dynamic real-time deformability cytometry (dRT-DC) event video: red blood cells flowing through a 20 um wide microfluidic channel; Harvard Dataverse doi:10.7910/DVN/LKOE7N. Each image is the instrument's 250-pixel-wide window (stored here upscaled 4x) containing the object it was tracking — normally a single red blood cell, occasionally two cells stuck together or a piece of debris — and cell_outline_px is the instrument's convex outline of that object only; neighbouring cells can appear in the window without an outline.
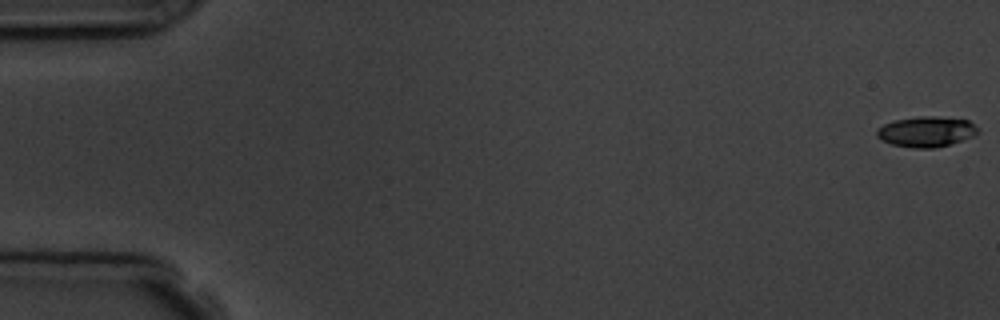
{"species": "common noctule bat (a hibernating species)", "species_latin": "Nyctalus noctula", "temperature_condition": "room temperature", "stored_images_in_passage": 4, "camera_frame_rate_fps": 3000, "um_per_image_px": 0.085, "animal": {"sex": "male", "body_mass_g": 19.5, "forearm_length_mm": 54.6}, "frame": {"image": 1, "passage_image": 1, "time_ms": 0.0, "image_size_px": [1000, 320], "cell_outline_px": [[980, 132], [972, 136], [936, 148], [912, 148], [892, 144], [876, 136], [876, 128], [884, 124], [896, 120], [920, 116], [936, 116], [968, 120]], "centroid_in_image_um": [78.7, 11.19], "position_along_channel_um": 6.3, "area_um2": 17.69}}
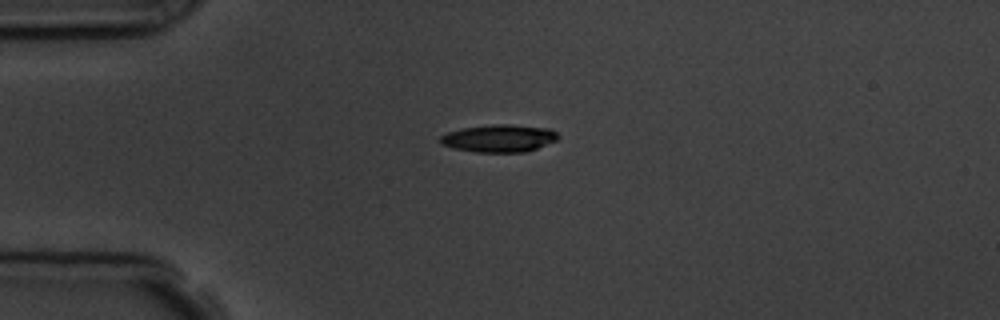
{"frame": {"image": 2, "passage_image": 4, "time_ms": 4.333, "image_size_px": [1000, 320], "cell_outline_px": [[560, 136], [556, 140], [536, 148], [524, 152], [476, 152], [452, 148], [440, 144], [440, 136], [448, 132], [460, 128], [492, 124], [512, 124], [548, 128], [556, 132]], "centroid_in_image_um": [42.39, 11.75], "position_along_channel_um": 42.6, "area_um2": 18.96}}